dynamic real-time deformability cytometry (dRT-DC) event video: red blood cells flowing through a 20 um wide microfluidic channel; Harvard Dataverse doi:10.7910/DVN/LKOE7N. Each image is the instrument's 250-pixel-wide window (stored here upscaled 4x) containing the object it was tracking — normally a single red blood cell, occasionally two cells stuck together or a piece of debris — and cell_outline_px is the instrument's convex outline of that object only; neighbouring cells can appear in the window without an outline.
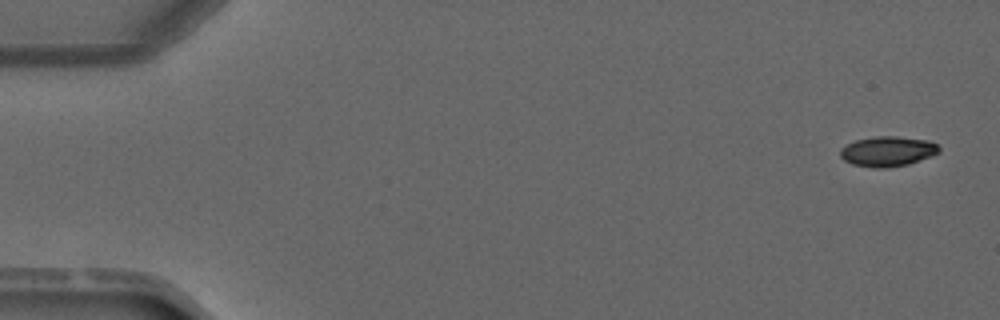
{"species": "common noctule bat (a hibernating species)", "species_latin": "Nyctalus noctula", "temperature_condition": "warm", "stored_images_in_passage": 4, "camera_frame_rate_fps": 3000, "um_per_image_px": 0.085, "animal": {"sex": "male", "forearm_length_mm": 52.5}, "frame": {"image": 1, "passage_image": 1, "time_ms": 0.0, "image_size_px": [1000, 320], "cell_outline_px": [[940, 152], [908, 164], [884, 168], [876, 168], [852, 164], [844, 160], [840, 156], [840, 148], [856, 140], [876, 136], [896, 136], [928, 140], [936, 144], [940, 148]], "centroid_in_image_um": [75.43, 12.86], "position_along_channel_um": 9.6, "area_um2": 17.17}}
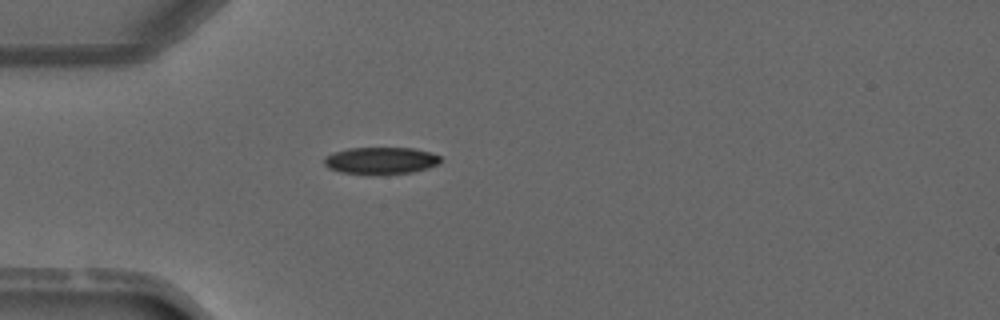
{"frame": {"image": 2, "passage_image": 4, "time_ms": 3.667, "image_size_px": [1000, 320], "cell_outline_px": [[440, 164], [428, 168], [412, 172], [340, 172], [328, 168], [324, 164], [324, 156], [332, 152], [348, 148], [412, 148], [428, 152], [440, 156]], "centroid_in_image_um": [32.35, 13.61], "position_along_channel_um": 52.7, "area_um2": 17.69}}